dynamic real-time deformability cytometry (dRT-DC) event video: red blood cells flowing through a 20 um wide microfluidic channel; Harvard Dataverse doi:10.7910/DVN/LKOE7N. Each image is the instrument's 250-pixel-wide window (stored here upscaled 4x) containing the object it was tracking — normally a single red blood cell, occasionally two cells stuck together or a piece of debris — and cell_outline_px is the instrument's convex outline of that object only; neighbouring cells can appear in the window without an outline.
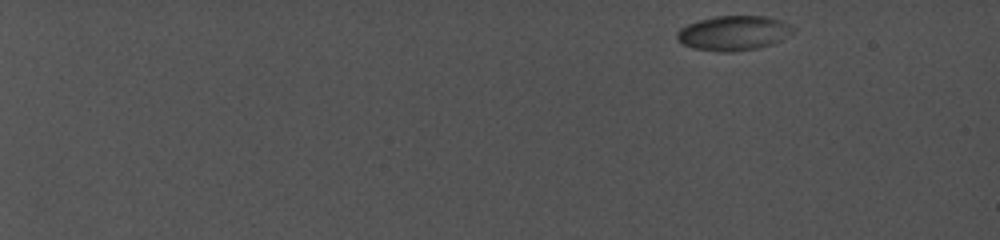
{"species": "common noctule bat (a hibernating species)", "species_latin": "Nyctalus noctula", "temperature_condition": "cold", "stored_images_in_passage": 38, "camera_frame_rate_fps": 5000, "um_per_image_px": 0.085, "animal": {"sex": "female", "body_mass_g": 19.0, "forearm_length_mm": 56.7}, "frame": {"image": 1, "passage_image": 1, "time_ms": 0.0, "image_size_px": [1000, 240], "cell_outline_px": [[772, 20], [764, 44], [756, 48], [696, 48], [684, 44], [676, 36], [684, 28], [692, 24], [704, 20], [720, 16], [756, 16]], "centroid_in_image_um": [61.78, 2.77], "position_along_channel_um": 23.2, "area_um2": 18.03}}
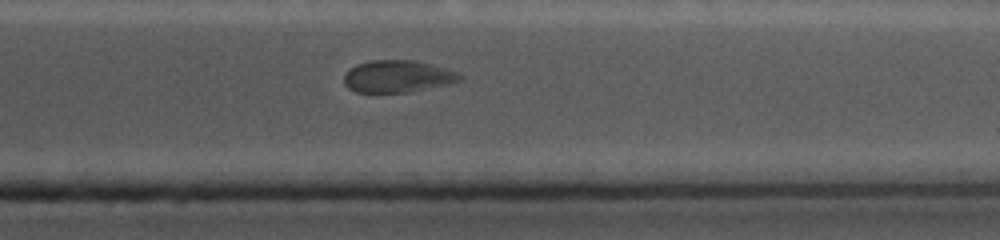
{"frame": {"image": 2, "passage_image": 35, "time_ms": 15.0, "image_size_px": [1000, 240], "cell_outline_px": [[464, 80], [408, 92], [356, 92], [348, 88], [344, 84], [344, 72], [348, 68], [356, 64], [372, 60], [416, 60], [444, 68], [456, 72], [464, 76]], "centroid_in_image_um": [33.75, 6.48], "position_along_channel_um": 377.6, "area_um2": 21.68}}
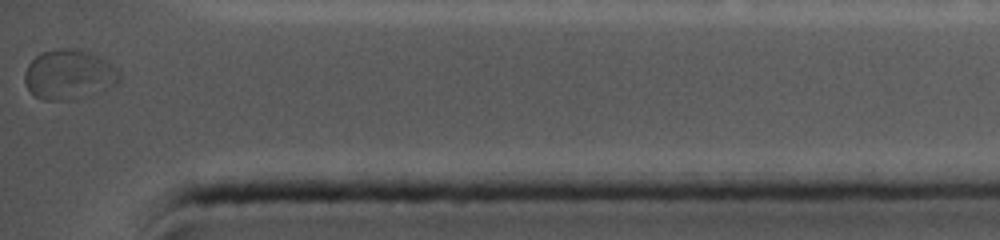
{"frame": {"image": 3, "passage_image": 38, "time_ms": 16.4, "image_size_px": [1000, 240], "cell_outline_px": [[124, 76], [116, 84], [64, 100], [40, 100], [28, 88], [24, 80], [24, 72], [28, 64], [40, 52], [60, 48], [72, 48], [88, 52], [100, 56], [112, 64]], "centroid_in_image_um": [5.84, 6.29], "position_along_channel_um": 429.4, "area_um2": 26.99}, "authors_computed_cell_mechanics": {"area_um2": 21.3282, "velocity_mm_per_s": 3.8556, "shape_relaxation_time_tau1_ms": null, "shape_relaxation_time_tau2_ms": 3.0934, "deformation_change_tau1": null, "deformation_change_tau2": 0.0614}}